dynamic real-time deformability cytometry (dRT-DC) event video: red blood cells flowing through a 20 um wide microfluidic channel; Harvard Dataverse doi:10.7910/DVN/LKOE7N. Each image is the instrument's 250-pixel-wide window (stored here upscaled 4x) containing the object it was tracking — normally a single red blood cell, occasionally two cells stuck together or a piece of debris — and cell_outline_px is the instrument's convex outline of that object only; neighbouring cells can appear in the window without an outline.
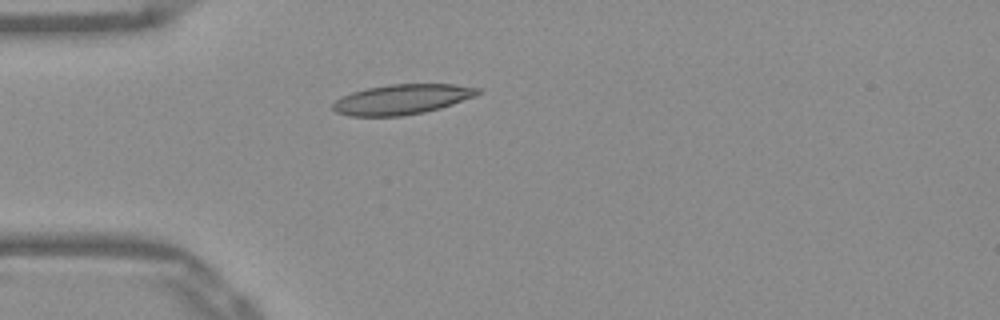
{"species": "Egyptian fruit bat (a non-hibernating species)", "species_latin": "Rousettus aegyptiacus", "temperature_condition": "warm", "stored_images_in_passage": 38, "camera_frame_rate_fps": 3000, "um_per_image_px": 0.085, "frame": {"image": 1, "passage_image": 1, "time_ms": 0.0, "image_size_px": [1000, 320], "cell_outline_px": [[480, 92], [476, 96], [440, 108], [424, 112], [400, 116], [348, 116], [336, 112], [332, 108], [332, 104], [336, 100], [352, 92], [368, 88], [388, 84], [452, 84], [480, 88]], "centroid_in_image_um": [34.16, 8.44], "position_along_channel_um": 50.8, "area_um2": 25.26}}
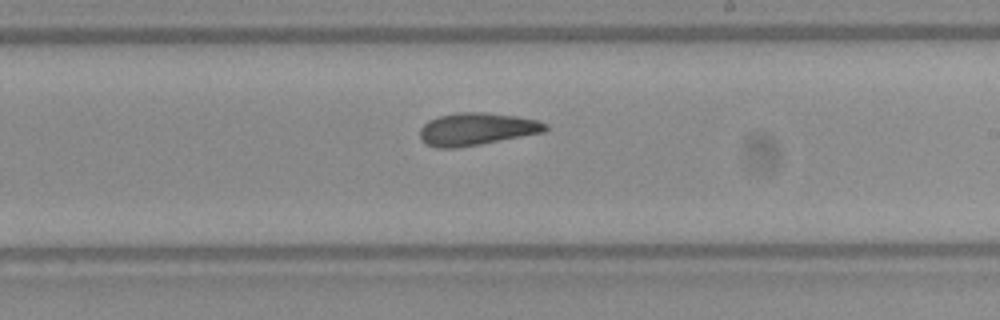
{"frame": {"image": 2, "passage_image": 17, "time_ms": 5.333, "image_size_px": [1000, 320], "cell_outline_px": [[548, 128], [544, 132], [480, 144], [456, 148], [436, 148], [420, 140], [420, 128], [428, 120], [436, 116], [456, 112], [484, 112], [516, 116], [536, 120], [548, 124]], "centroid_in_image_um": [40.48, 10.96], "position_along_channel_um": 248.5, "area_um2": 23.81}}
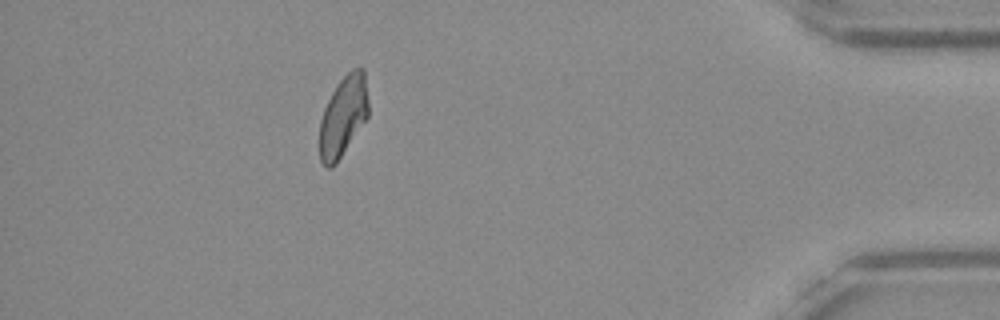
{"frame": {"image": 3, "passage_image": 33, "time_ms": 10.667, "image_size_px": [1000, 320], "cell_outline_px": [[368, 116], [336, 164], [332, 168], [328, 168], [320, 160], [320, 120], [324, 108], [336, 84], [352, 68], [364, 68], [368, 100]], "centroid_in_image_um": [29.17, 9.87], "position_along_channel_um": 406.0, "area_um2": 22.77}, "authors_computed_cell_mechanics": {"area_um2": 23.4379, "velocity_mm_per_s": 3.8883, "shape_relaxation_time_tau1_ms": null, "shape_relaxation_time_tau2_ms": 3.0228, "deformation_change_tau1": null, "deformation_change_tau2": 0.0994}}